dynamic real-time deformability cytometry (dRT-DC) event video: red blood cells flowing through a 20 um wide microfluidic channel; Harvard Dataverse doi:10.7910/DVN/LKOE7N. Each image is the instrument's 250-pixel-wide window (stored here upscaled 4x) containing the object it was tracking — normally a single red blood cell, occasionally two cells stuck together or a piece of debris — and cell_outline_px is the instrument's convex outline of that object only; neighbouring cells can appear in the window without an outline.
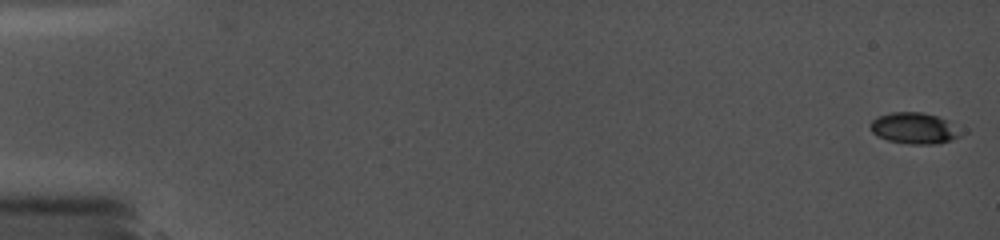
{"species": "common noctule bat (a hibernating species)", "species_latin": "Nyctalus noctula", "temperature_condition": "cold", "stored_images_in_passage": 36, "camera_frame_rate_fps": 5000, "um_per_image_px": 0.085, "animal": {"sex": "female", "body_mass_g": 19.0, "forearm_length_mm": 56.7}, "frame": {"image": 1, "passage_image": 1, "time_ms": 0.0, "image_size_px": [1000, 240], "cell_outline_px": [[960, 136], [952, 140], [936, 144], [908, 144], [888, 140], [872, 132], [872, 120], [876, 116], [892, 112], [920, 112], [936, 116], [944, 120]], "centroid_in_image_um": [77.61, 10.9], "position_along_channel_um": 7.4, "area_um2": 15.72}}
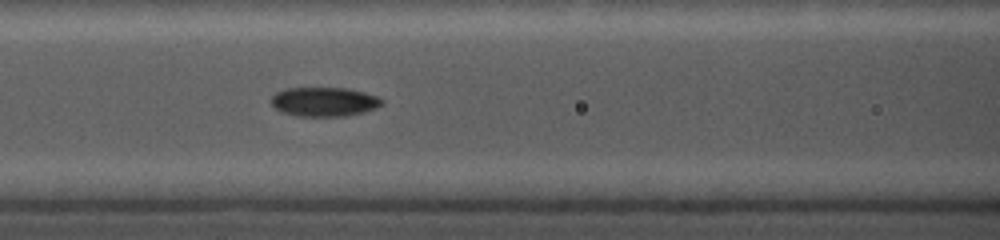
{"frame": {"image": 2, "passage_image": 21, "time_ms": 8.0, "image_size_px": [1000, 240], "cell_outline_px": [[384, 104], [376, 108], [364, 112], [348, 116], [296, 116], [280, 112], [268, 100], [276, 92], [284, 88], [348, 88], [364, 92], [376, 96], [384, 100]], "centroid_in_image_um": [27.54, 8.65], "position_along_channel_um": 139.1, "area_um2": 19.13}}
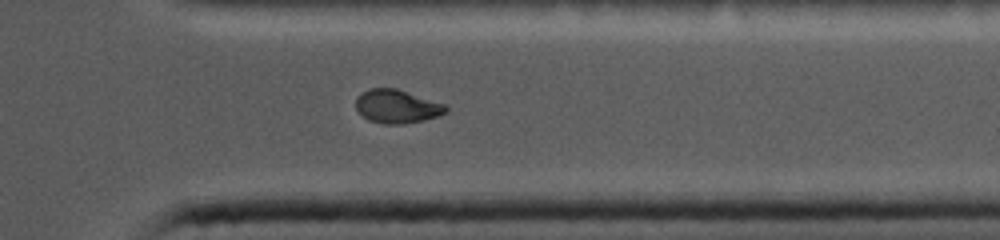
{"frame": {"image": 3, "passage_image": 33, "time_ms": 14.2, "image_size_px": [1000, 240], "cell_outline_px": [[448, 112], [424, 120], [404, 124], [384, 124], [368, 120], [356, 108], [356, 96], [360, 92], [368, 88], [396, 88], [448, 104]], "centroid_in_image_um": [33.76, 9.03], "position_along_channel_um": 377.6, "area_um2": 17.86}}